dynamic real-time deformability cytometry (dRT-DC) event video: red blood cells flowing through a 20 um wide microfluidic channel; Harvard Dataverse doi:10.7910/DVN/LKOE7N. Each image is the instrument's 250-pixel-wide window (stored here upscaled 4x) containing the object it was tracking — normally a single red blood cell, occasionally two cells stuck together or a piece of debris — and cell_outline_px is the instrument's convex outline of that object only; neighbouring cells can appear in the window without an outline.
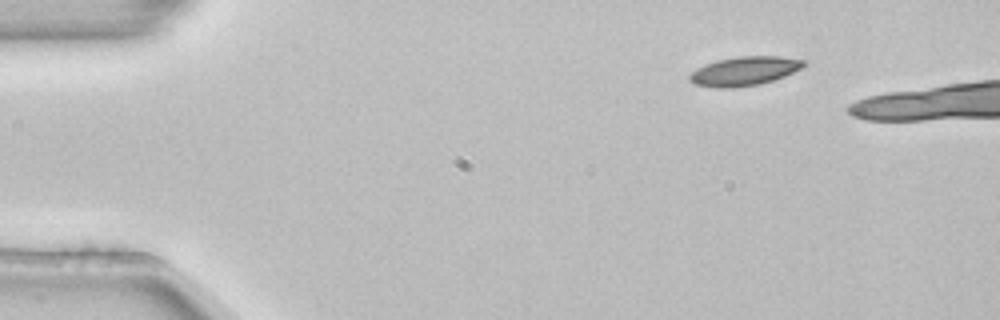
{"species": "common noctule bat (a hibernating species)", "species_latin": "Nyctalus noctula", "temperature_condition": "room temperature", "stored_images_in_passage": 3, "segment_of_instrument_passage": [2, 2], "camera_frame_rate_fps": 3000, "um_per_image_px": 0.085, "animal": {"sex": "female", "body_mass_g": 22.7, "forearm_length_mm": 54.2}, "frame": {"image": 1, "passage_image": 3, "time_ms": 0.667, "image_size_px": [1000, 320], "cell_outline_px": [[804, 68], [784, 76], [760, 84], [732, 88], [716, 88], [696, 84], [688, 80], [688, 76], [692, 72], [704, 64], [716, 60], [740, 56], [780, 56], [804, 60]], "centroid_in_image_um": [63.26, 6.04], "position_along_channel_um": 21.7, "area_um2": 19.31}}